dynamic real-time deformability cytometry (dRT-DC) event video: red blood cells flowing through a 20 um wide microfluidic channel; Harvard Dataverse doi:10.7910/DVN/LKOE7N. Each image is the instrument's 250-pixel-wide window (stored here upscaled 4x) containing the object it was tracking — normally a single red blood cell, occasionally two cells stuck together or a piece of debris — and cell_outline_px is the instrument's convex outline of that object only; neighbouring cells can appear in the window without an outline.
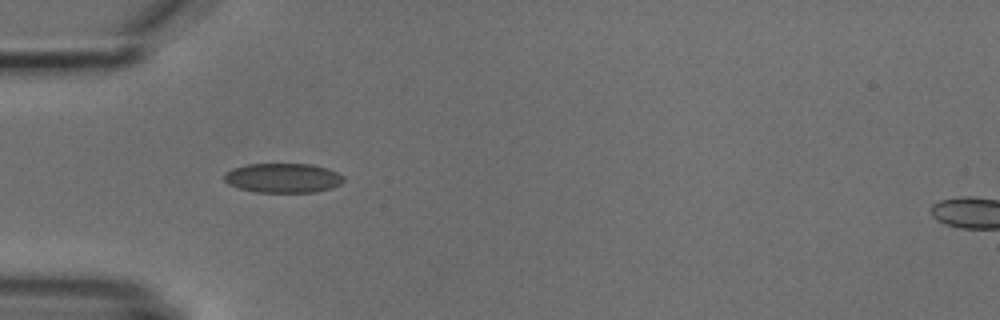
{"species": "common noctule bat (a hibernating species)", "species_latin": "Nyctalus noctula", "temperature_condition": "cold", "stored_images_in_passage": 8, "camera_frame_rate_fps": 3000, "um_per_image_px": 0.085, "animal": {"sex": "male", "body_mass_g": 18.8}, "frame": {"image": 1, "passage_image": 5, "time_ms": 4.667, "image_size_px": [1000, 320], "cell_outline_px": [[344, 180], [340, 184], [332, 188], [316, 192], [256, 192], [240, 188], [228, 184], [224, 180], [224, 172], [232, 168], [248, 164], [312, 164], [328, 168], [344, 176]], "centroid_in_image_um": [24.05, 15.12], "position_along_channel_um": 60.9, "area_um2": 20.63}}
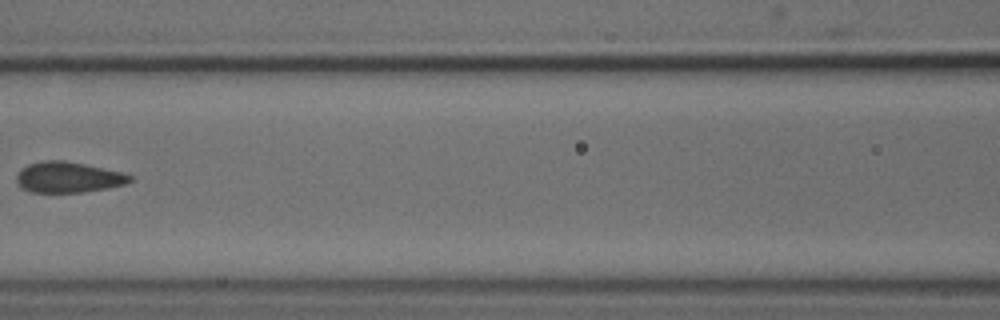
{"frame": {"image": 2, "passage_image": 7, "time_ms": 7.333, "image_size_px": [1000, 320], "cell_outline_px": [[132, 180], [124, 184], [108, 188], [80, 192], [32, 192], [24, 188], [16, 180], [16, 176], [28, 164], [44, 160], [64, 160], [84, 164], [120, 172], [132, 176]], "centroid_in_image_um": [5.8, 15.06], "position_along_channel_um": 160.8, "area_um2": 19.88}}
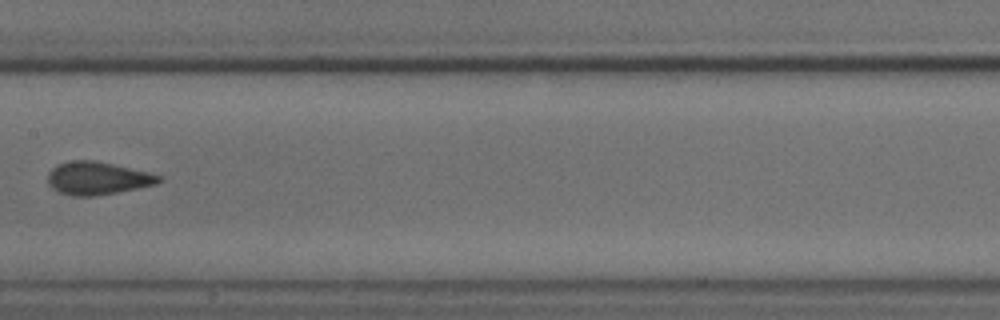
{"frame": {"image": 3, "passage_image": 8, "time_ms": 8.333, "image_size_px": [1000, 320], "cell_outline_px": [[164, 180], [156, 184], [116, 192], [92, 196], [72, 196], [60, 192], [52, 188], [48, 184], [48, 172], [56, 164], [72, 160], [92, 160], [112, 164], [148, 172], [164, 176]], "centroid_in_image_um": [8.28, 15.14], "position_along_channel_um": 199.1, "area_um2": 21.21}}